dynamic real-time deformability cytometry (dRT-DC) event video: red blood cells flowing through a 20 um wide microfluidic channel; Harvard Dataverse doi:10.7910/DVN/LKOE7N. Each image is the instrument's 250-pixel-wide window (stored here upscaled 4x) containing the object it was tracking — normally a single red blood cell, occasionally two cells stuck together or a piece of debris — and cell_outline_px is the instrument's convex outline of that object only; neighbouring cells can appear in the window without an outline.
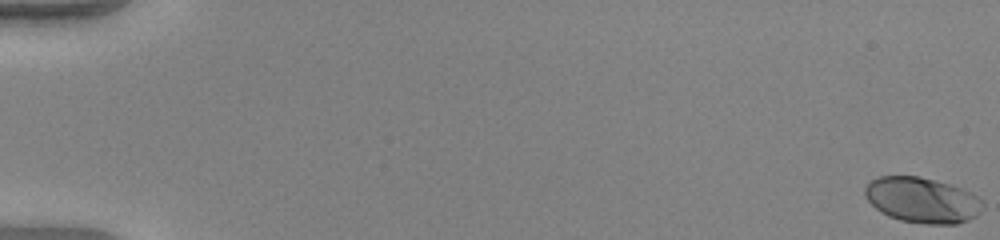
{"species": "human", "species_latin": "Homo sapiens", "temperature_condition": "warm", "stored_images_in_passage": 54, "camera_frame_rate_fps": 3000, "um_per_image_px": 0.085, "donor": {"sex": "female"}, "frame": {"image": 1, "passage_image": 1, "time_ms": 0.0, "image_size_px": [1000, 240], "cell_outline_px": [[984, 204], [980, 212], [976, 216], [968, 220], [956, 224], [924, 224], [900, 220], [888, 216], [880, 212], [864, 196], [864, 188], [872, 180], [880, 176], [920, 176], [948, 184], [960, 188], [984, 200]], "centroid_in_image_um": [78.38, 17.02], "position_along_channel_um": 6.6, "area_um2": 31.21}}
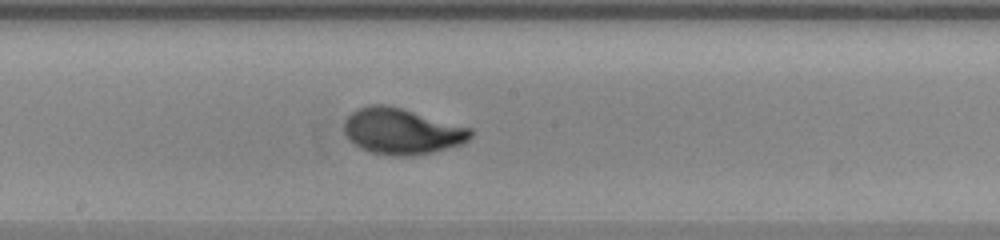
{"frame": {"image": 2, "passage_image": 31, "time_ms": 10.0, "image_size_px": [1000, 240], "cell_outline_px": [[472, 136], [464, 144], [432, 152], [412, 156], [392, 156], [368, 152], [360, 148], [348, 140], [344, 132], [344, 120], [356, 108], [368, 104], [384, 104], [400, 108], [472, 128]], "centroid_in_image_um": [34.12, 11.17], "position_along_channel_um": 214.1, "area_um2": 34.16}}
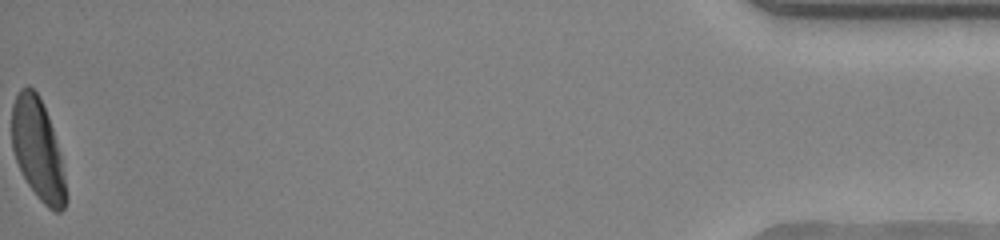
{"frame": {"image": 3, "passage_image": 54, "time_ms": 17.667, "image_size_px": [1000, 240], "cell_outline_px": [[68, 200], [64, 208], [60, 212], [56, 212], [48, 208], [40, 200], [28, 184], [16, 160], [12, 148], [12, 104], [20, 88], [28, 84], [40, 96], [48, 116], [52, 128], [60, 156], [68, 196]], "centroid_in_image_um": [3.21, 12.71], "position_along_channel_um": 432.0, "area_um2": 31.67}, "authors_computed_cell_mechanics": {"area_um2": 31.79, "velocity_mm_per_s": 4.0085, "shape_relaxation_time_tau1_ms": 3.1987, "shape_relaxation_time_tau2_ms": null, "deformation_change_tau1": 0.1909, "deformation_change_tau2": null}}